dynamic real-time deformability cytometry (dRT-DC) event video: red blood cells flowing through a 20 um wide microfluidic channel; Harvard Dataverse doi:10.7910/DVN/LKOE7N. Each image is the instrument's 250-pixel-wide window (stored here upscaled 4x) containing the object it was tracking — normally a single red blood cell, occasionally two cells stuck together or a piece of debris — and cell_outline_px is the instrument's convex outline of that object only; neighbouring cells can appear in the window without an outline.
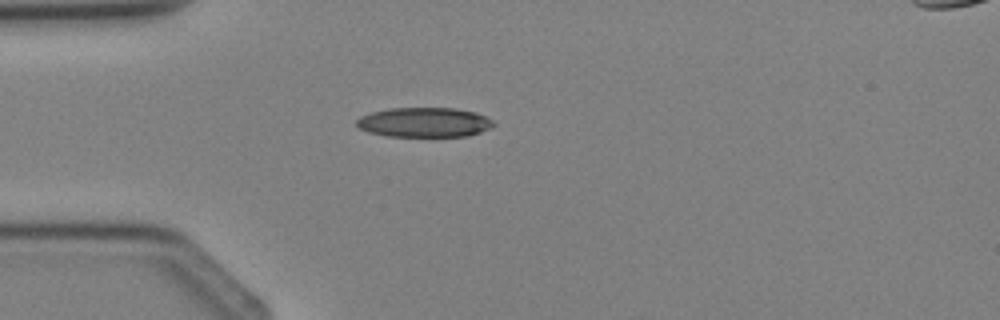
{"species": "Egyptian fruit bat (a non-hibernating species)", "species_latin": "Rousettus aegyptiacus", "temperature_condition": "cold", "stored_images_in_passage": 3, "camera_frame_rate_fps": 3000, "um_per_image_px": 0.085, "animal": {"sex": "female"}, "frame": {"image": 1, "passage_image": 3, "time_ms": 2.333, "image_size_px": [1000, 320], "cell_outline_px": [[496, 124], [492, 128], [468, 136], [388, 136], [368, 132], [360, 128], [356, 124], [356, 120], [360, 116], [372, 112], [388, 108], [456, 108], [476, 112], [492, 120]], "centroid_in_image_um": [36.08, 10.39], "position_along_channel_um": 48.9, "area_um2": 23.76}}